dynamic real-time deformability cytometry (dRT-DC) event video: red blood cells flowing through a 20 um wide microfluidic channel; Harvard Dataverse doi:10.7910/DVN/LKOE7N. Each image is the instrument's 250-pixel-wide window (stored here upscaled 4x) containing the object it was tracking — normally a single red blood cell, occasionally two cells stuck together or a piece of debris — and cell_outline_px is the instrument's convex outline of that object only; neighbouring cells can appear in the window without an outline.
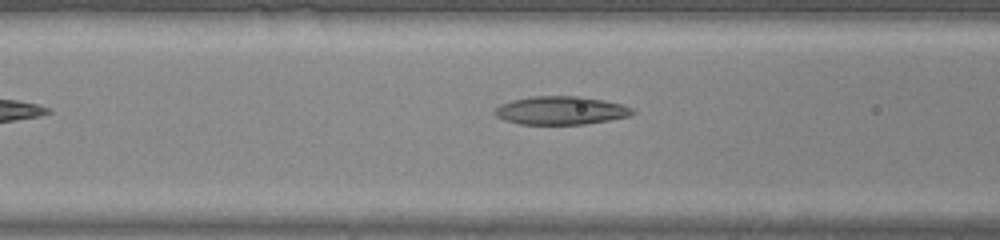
{"species": "common noctule bat (a hibernating species)", "species_latin": "Nyctalus noctula", "temperature_condition": "warm", "stored_images_in_passage": 27, "camera_frame_rate_fps": 3000, "um_per_image_px": 0.085, "animal": {"sex": "male", "body_mass_g": 20.0, "forearm_length_mm": 53.3}, "frame": {"image": 1, "passage_image": 7, "time_ms": 2.0, "image_size_px": [1000, 240], "cell_outline_px": [[636, 112], [632, 116], [584, 124], [520, 124], [504, 120], [496, 116], [492, 112], [500, 104], [512, 100], [532, 96], [580, 96], [604, 100], [620, 104], [632, 108]], "centroid_in_image_um": [47.67, 9.39], "position_along_channel_um": 118.9, "area_um2": 22.77}}
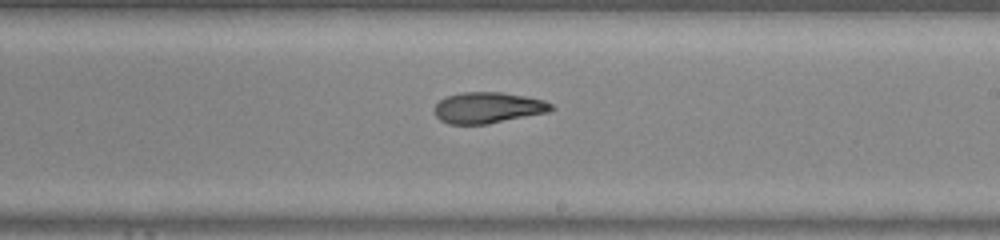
{"frame": {"image": 2, "passage_image": 16, "time_ms": 5.0, "image_size_px": [1000, 240], "cell_outline_px": [[556, 108], [548, 112], [488, 124], [448, 124], [440, 120], [436, 116], [436, 104], [440, 100], [448, 96], [464, 92], [500, 92], [524, 96], [544, 100], [552, 104]], "centroid_in_image_um": [41.5, 9.16], "position_along_channel_um": 247.5, "area_um2": 20.98}}
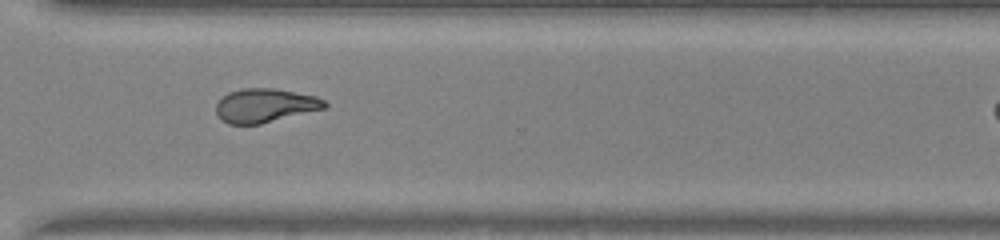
{"frame": {"image": 3, "passage_image": 23, "time_ms": 7.333, "image_size_px": [1000, 240], "cell_outline_px": [[328, 108], [260, 124], [228, 124], [220, 120], [216, 112], [216, 104], [228, 92], [240, 88], [272, 88], [316, 96], [324, 100], [328, 104]], "centroid_in_image_um": [22.53, 8.97], "position_along_channel_um": 348.1, "area_um2": 21.56}}